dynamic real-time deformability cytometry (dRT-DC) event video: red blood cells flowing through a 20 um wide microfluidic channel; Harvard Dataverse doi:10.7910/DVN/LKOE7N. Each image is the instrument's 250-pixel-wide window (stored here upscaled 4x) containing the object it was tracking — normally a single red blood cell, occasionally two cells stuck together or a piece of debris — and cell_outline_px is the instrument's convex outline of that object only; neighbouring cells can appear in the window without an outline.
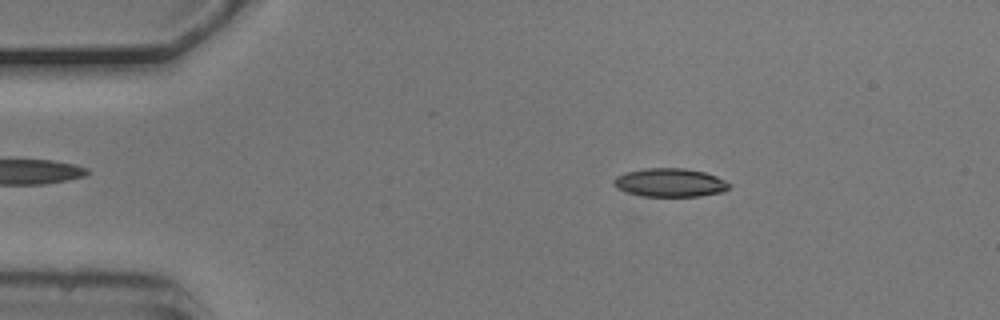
{"species": "common noctule bat (a hibernating species)", "species_latin": "Nyctalus noctula", "temperature_condition": "cold", "stored_images_in_passage": 18, "camera_frame_rate_fps": 3000, "um_per_image_px": 0.085, "animal": {"sex": "male", "body_mass_g": 20.5, "forearm_length_mm": 52.5}, "frame": {"image": 1, "passage_image": 9, "time_ms": 2.667, "image_size_px": [1000, 320], "cell_outline_px": [[732, 184], [724, 192], [700, 196], [644, 196], [628, 192], [616, 188], [612, 184], [612, 180], [616, 176], [624, 172], [648, 168], [684, 168], [704, 172], [716, 176]], "centroid_in_image_um": [56.94, 15.52], "position_along_channel_um": 28.1, "area_um2": 19.25}}
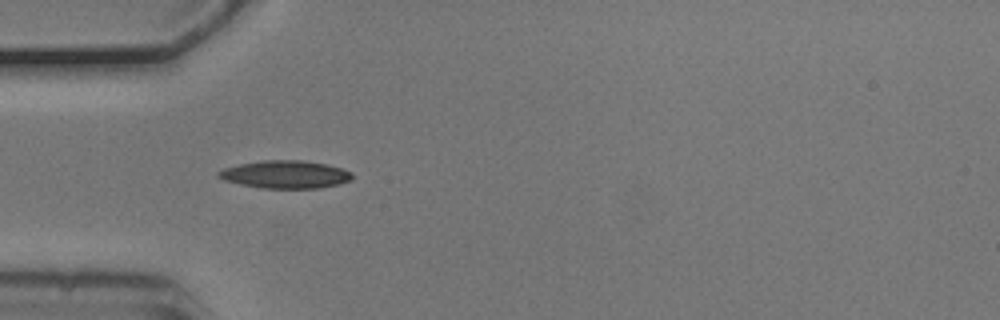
{"frame": {"image": 2, "passage_image": 16, "time_ms": 5.0, "image_size_px": [1000, 320], "cell_outline_px": [[352, 180], [320, 188], [260, 188], [240, 184], [224, 180], [216, 176], [216, 172], [224, 168], [240, 164], [264, 160], [304, 160], [328, 164], [352, 172]], "centroid_in_image_um": [24.24, 14.82], "position_along_channel_um": 60.8, "area_um2": 21.68}}